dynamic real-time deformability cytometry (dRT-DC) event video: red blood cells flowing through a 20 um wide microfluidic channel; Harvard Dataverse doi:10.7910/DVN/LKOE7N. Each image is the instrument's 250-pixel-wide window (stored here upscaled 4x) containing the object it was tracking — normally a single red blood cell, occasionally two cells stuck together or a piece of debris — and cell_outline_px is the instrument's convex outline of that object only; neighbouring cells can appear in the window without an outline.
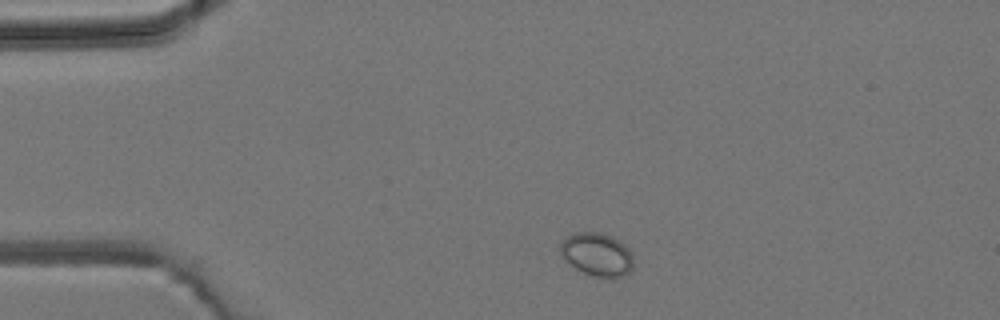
{"species": "common noctule bat (a hibernating species)", "species_latin": "Nyctalus noctula", "temperature_condition": "room temperature", "stored_images_in_passage": 6, "camera_frame_rate_fps": 3000, "um_per_image_px": 0.085, "animal": {"sex": "male", "body_mass_g": 19.2, "forearm_length_mm": 51.8}, "frame": {"image": 1, "passage_image": 6, "time_ms": 5.667, "image_size_px": [1000, 320], "cell_outline_px": [[632, 268], [624, 276], [612, 280], [592, 276], [576, 268], [564, 260], [560, 252], [560, 240], [572, 232], [600, 232], [612, 236], [624, 244], [632, 252]], "centroid_in_image_um": [50.73, 21.63], "position_along_channel_um": 34.3, "area_um2": 18.9}}